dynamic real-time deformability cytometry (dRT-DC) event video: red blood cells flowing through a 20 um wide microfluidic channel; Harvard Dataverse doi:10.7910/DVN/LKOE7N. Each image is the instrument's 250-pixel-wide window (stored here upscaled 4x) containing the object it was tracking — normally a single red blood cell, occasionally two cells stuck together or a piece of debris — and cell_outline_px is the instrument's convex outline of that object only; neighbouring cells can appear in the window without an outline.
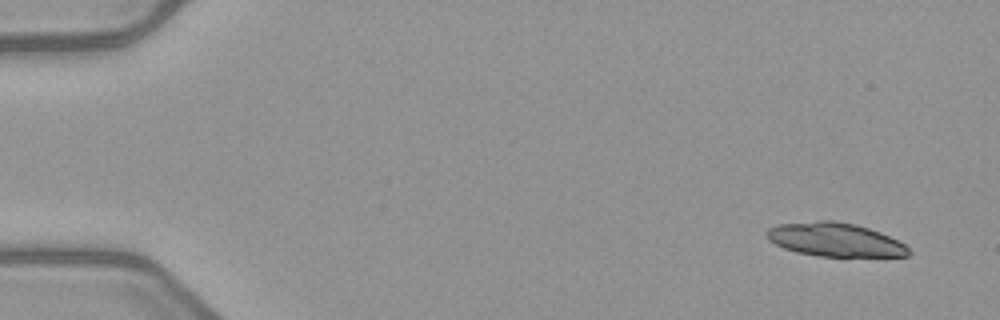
{"species": "common noctule bat (a hibernating species)", "species_latin": "Nyctalus noctula", "temperature_condition": "warm", "stored_images_in_passage": 5, "camera_frame_rate_fps": 3000, "um_per_image_px": 0.085, "animal": {"sex": "female", "body_mass_g": 21.9}, "frame": {"image": 1, "passage_image": 1, "time_ms": 0.0, "image_size_px": [1000, 320], "cell_outline_px": [[912, 252], [908, 256], [820, 256], [796, 252], [784, 248], [768, 240], [764, 236], [764, 232], [768, 228], [776, 224], [816, 220], [832, 220], [856, 224], [880, 232], [904, 244]], "centroid_in_image_um": [70.91, 20.36], "position_along_channel_um": 14.1, "area_um2": 27.98}}
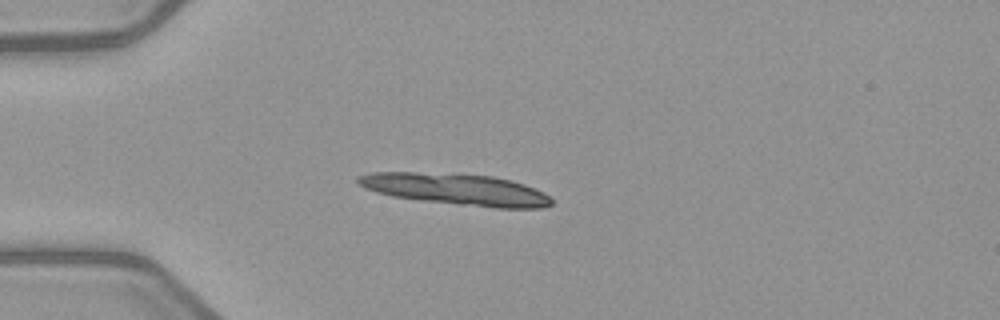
{"frame": {"image": 2, "passage_image": 4, "time_ms": 3.667, "image_size_px": [1000, 320], "cell_outline_px": [[552, 204], [544, 208], [496, 208], [420, 200], [392, 196], [376, 192], [364, 188], [356, 180], [356, 176], [372, 172], [416, 172], [492, 176], [512, 180], [524, 184], [544, 192], [552, 200]], "centroid_in_image_um": [38.77, 16.09], "position_along_channel_um": 46.2, "area_um2": 35.32}}